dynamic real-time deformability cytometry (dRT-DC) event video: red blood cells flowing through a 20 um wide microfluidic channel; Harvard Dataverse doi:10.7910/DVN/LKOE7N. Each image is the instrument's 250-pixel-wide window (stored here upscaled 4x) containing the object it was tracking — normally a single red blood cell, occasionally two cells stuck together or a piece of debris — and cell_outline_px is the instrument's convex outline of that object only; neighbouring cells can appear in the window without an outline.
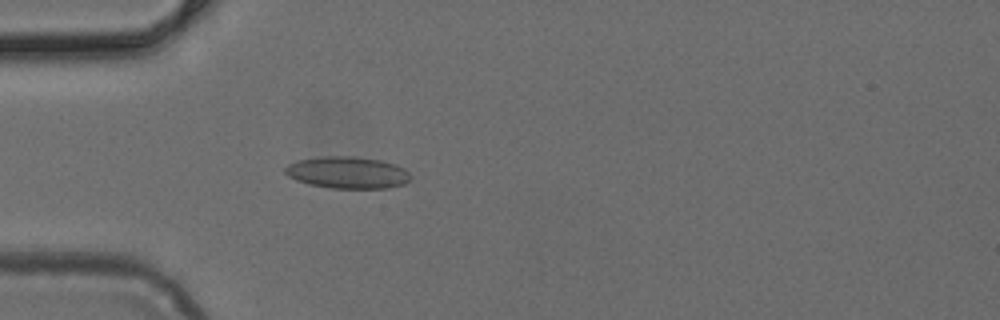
{"species": "common noctule bat (a hibernating species)", "species_latin": "Nyctalus noctula", "temperature_condition": "cold", "stored_images_in_passage": 5, "camera_frame_rate_fps": 3000, "um_per_image_px": 0.085, "animal": {"sex": "female", "body_mass_g": 24.6, "forearm_length_mm": 56.2}, "frame": {"image": 1, "passage_image": 5, "time_ms": 1.333, "image_size_px": [1000, 320], "cell_outline_px": [[412, 176], [404, 184], [388, 188], [332, 188], [312, 184], [296, 180], [288, 176], [284, 172], [284, 168], [288, 164], [300, 160], [320, 156], [352, 156], [380, 160], [396, 164], [404, 168]], "centroid_in_image_um": [29.55, 14.66], "position_along_channel_um": 55.4, "area_um2": 23.24}}